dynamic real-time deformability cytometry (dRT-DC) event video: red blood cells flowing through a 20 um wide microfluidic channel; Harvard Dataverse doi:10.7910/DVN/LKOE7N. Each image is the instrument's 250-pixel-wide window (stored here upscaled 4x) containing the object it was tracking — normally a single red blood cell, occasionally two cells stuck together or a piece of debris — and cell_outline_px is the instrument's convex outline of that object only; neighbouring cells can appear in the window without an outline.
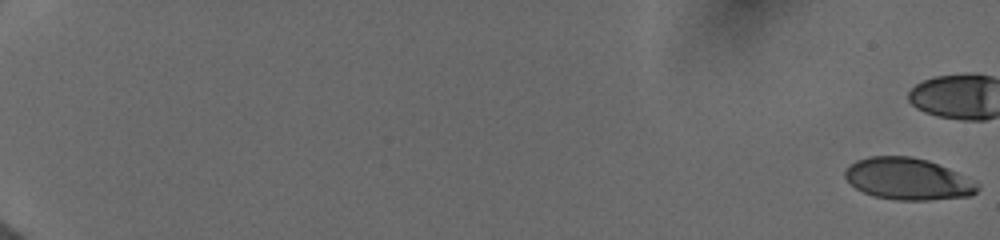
{"species": "human", "species_latin": "Homo sapiens", "temperature_condition": "cold", "stored_images_in_passage": 35, "camera_frame_rate_fps": 3000, "um_per_image_px": 0.085, "donor": {"sex": "female"}, "frame": {"image": 1, "passage_image": 1, "time_ms": 0.0, "image_size_px": [1000, 240], "cell_outline_px": [[980, 188], [972, 196], [928, 200], [896, 200], [876, 196], [864, 192], [856, 188], [844, 176], [844, 172], [848, 164], [856, 160], [868, 156], [912, 156], [928, 160], [948, 168], [980, 184]], "centroid_in_image_um": [77.17, 15.2], "position_along_channel_um": 7.8, "area_um2": 32.31}}
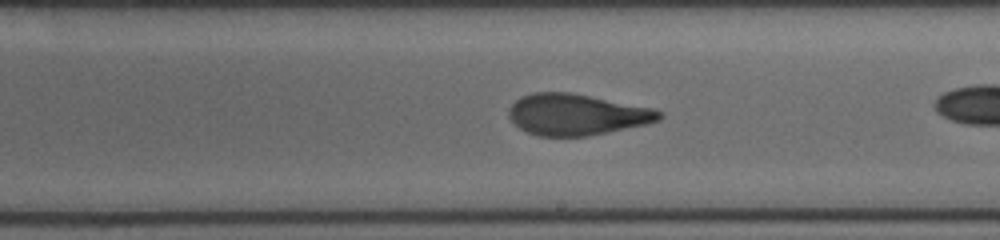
{"frame": {"image": 2, "passage_image": 24, "time_ms": 11.667, "image_size_px": [1000, 240], "cell_outline_px": [[664, 116], [660, 120], [644, 124], [608, 132], [588, 136], [540, 136], [528, 132], [520, 128], [508, 116], [508, 108], [520, 96], [532, 92], [572, 92], [652, 108], [660, 112]], "centroid_in_image_um": [48.98, 9.72], "position_along_channel_um": 240.0, "area_um2": 36.01}}
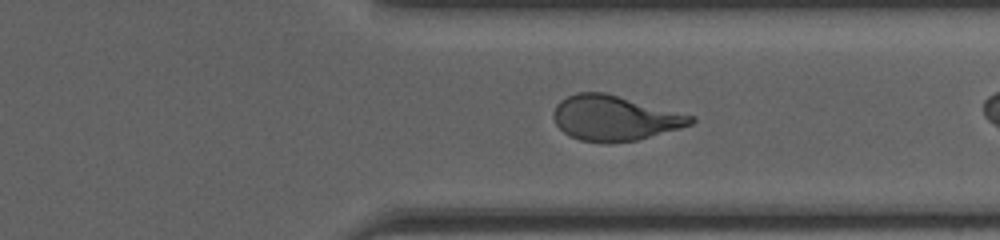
{"frame": {"image": 3, "passage_image": 33, "time_ms": 14.667, "image_size_px": [1000, 240], "cell_outline_px": [[696, 120], [692, 124], [680, 128], [636, 140], [608, 144], [580, 140], [564, 132], [556, 124], [552, 116], [552, 112], [556, 104], [560, 100], [576, 92], [604, 92], [696, 116]], "centroid_in_image_um": [52.23, 10.03], "position_along_channel_um": 359.2, "area_um2": 36.18}}